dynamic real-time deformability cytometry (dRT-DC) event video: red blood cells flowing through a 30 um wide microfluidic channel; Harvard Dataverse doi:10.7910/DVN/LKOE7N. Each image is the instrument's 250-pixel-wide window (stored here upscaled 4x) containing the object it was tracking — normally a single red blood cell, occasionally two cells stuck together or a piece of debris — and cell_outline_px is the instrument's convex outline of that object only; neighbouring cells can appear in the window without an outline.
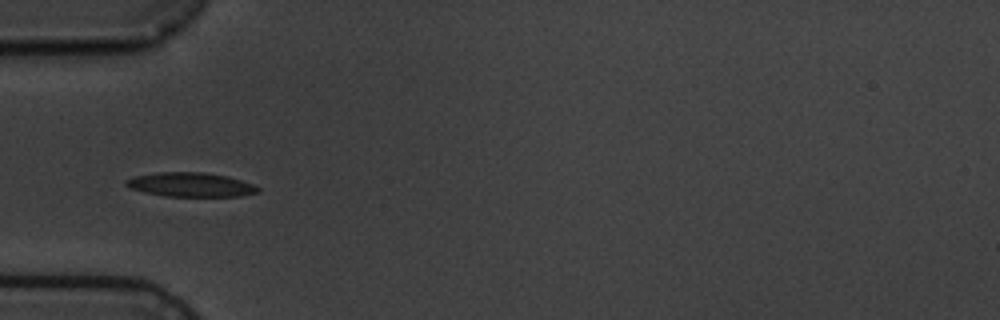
{"species": "common noctule bat (a hibernating species)", "species_latin": "Nyctalus noctula", "temperature_condition": "cold", "stored_images_in_passage": 9, "camera_frame_rate_fps": 3000, "um_per_image_px": 0.085, "animal": {"sex": "male", "body_mass_g": 19.5, "forearm_length_mm": 54.6}, "frame": {"image": 1, "passage_image": 6, "time_ms": 5.667, "image_size_px": [1000, 320], "cell_outline_px": [[260, 192], [240, 196], [164, 196], [144, 192], [132, 188], [124, 184], [124, 180], [136, 176], [156, 172], [204, 172], [228, 176], [252, 184], [260, 188]], "centroid_in_image_um": [16.21, 15.69], "position_along_channel_um": 68.8, "area_um2": 18.55}}
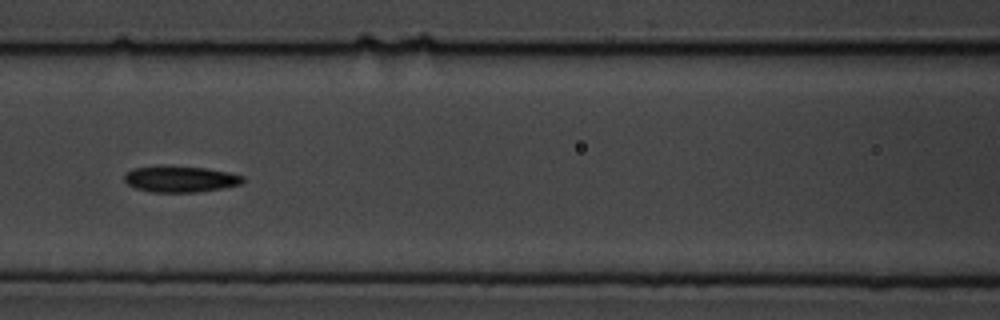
{"frame": {"image": 2, "passage_image": 8, "time_ms": 8.0, "image_size_px": [1000, 320], "cell_outline_px": [[244, 180], [240, 184], [224, 188], [196, 192], [152, 192], [136, 188], [128, 184], [124, 180], [124, 176], [132, 168], [204, 168], [228, 172], [244, 176]], "centroid_in_image_um": [15.37, 15.26], "position_along_channel_um": 151.2, "area_um2": 17.28}}
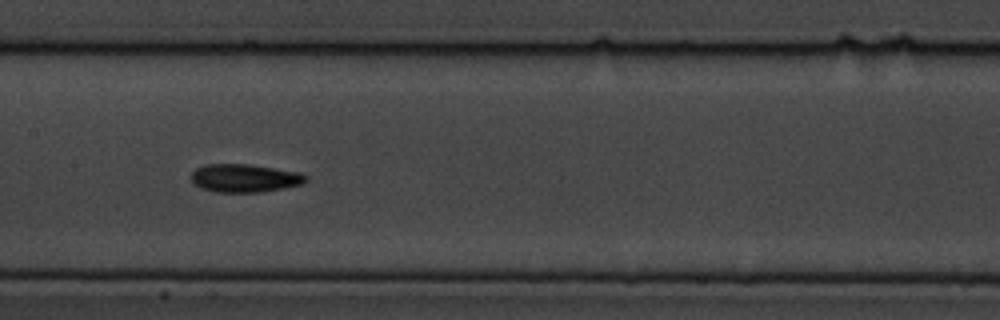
{"frame": {"image": 3, "passage_image": 9, "time_ms": 9.0, "image_size_px": [1000, 320], "cell_outline_px": [[308, 180], [300, 184], [284, 188], [260, 192], [216, 192], [200, 188], [192, 180], [192, 172], [196, 168], [204, 164], [248, 164], [300, 172], [308, 176]], "centroid_in_image_um": [20.8, 15.13], "position_along_channel_um": 186.6, "area_um2": 18.79}}